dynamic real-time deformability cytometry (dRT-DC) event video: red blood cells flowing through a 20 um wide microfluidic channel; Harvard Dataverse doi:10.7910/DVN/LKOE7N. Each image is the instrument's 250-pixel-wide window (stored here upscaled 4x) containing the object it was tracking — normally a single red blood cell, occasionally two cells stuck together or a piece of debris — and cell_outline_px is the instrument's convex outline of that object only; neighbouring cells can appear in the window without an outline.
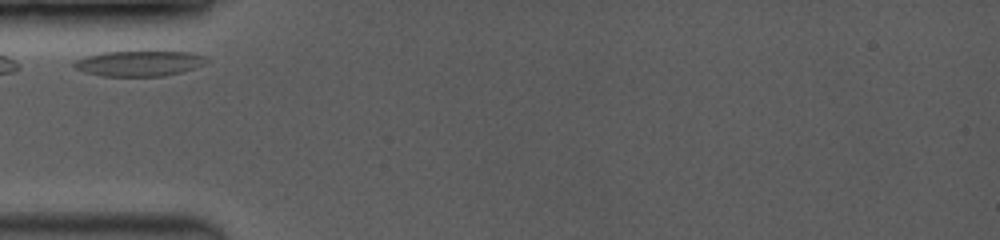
{"species": "common noctule bat (a hibernating species)", "species_latin": "Nyctalus noctula", "temperature_condition": "room temperature", "stored_images_in_passage": 9, "camera_frame_rate_fps": 3500, "um_per_image_px": 0.085, "animal": {"sex": "female", "body_mass_g": 19.0, "forearm_length_mm": 53.3}, "frame": {"image": 1, "passage_image": 1, "time_ms": 0.0, "image_size_px": [1000, 240], "cell_outline_px": [[204, 64], [196, 68], [164, 76], [100, 76], [84, 72], [76, 68], [72, 64], [76, 60], [88, 56], [104, 52], [188, 52], [204, 56]], "centroid_in_image_um": [11.79, 5.4], "position_along_channel_um": 73.2, "area_um2": 19.25}}
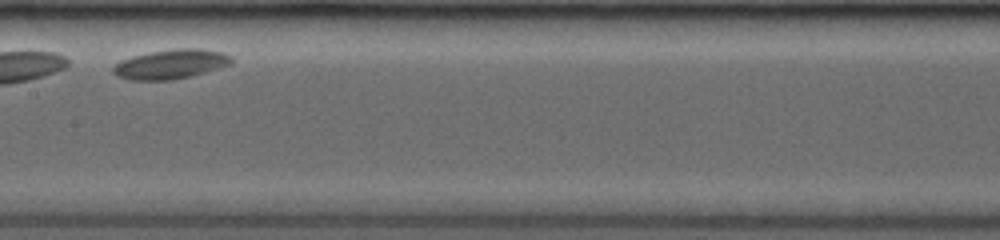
{"frame": {"image": 2, "passage_image": 6, "time_ms": 3.429, "image_size_px": [1000, 240], "cell_outline_px": [[232, 64], [192, 76], [172, 80], [128, 80], [112, 72], [112, 68], [120, 60], [132, 56], [152, 52], [176, 48], [200, 48], [224, 52], [232, 56]], "centroid_in_image_um": [14.55, 5.45], "position_along_channel_um": 192.9, "area_um2": 20.4}}